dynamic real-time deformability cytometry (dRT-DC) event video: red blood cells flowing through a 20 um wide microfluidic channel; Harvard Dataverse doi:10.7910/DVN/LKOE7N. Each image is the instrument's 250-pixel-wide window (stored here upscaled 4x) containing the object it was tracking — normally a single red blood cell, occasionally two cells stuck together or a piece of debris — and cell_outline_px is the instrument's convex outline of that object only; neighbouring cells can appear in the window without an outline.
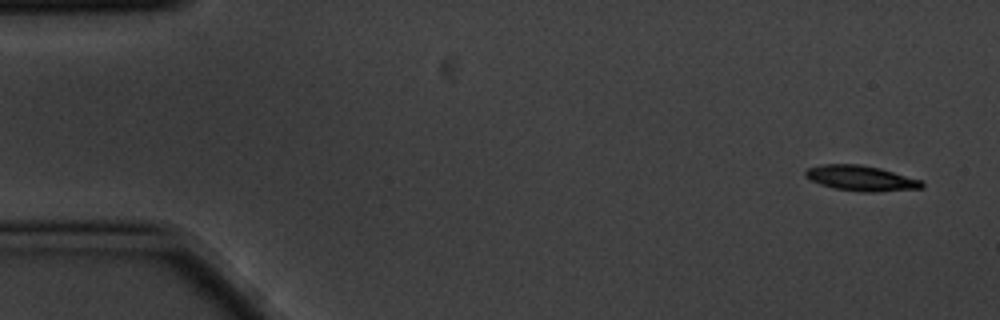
{"species": "common noctule bat (a hibernating species)", "species_latin": "Nyctalus noctula", "temperature_condition": "cold", "stored_images_in_passage": 5, "camera_frame_rate_fps": 3000, "um_per_image_px": 0.085, "animal": {"sex": "male", "body_mass_g": 20.1, "forearm_length_mm": 53.5}, "frame": {"image": 1, "passage_image": 1, "time_ms": 0.0, "image_size_px": [1000, 320], "cell_outline_px": [[924, 188], [872, 192], [860, 192], [832, 188], [820, 184], [804, 176], [804, 172], [808, 168], [820, 164], [856, 164], [880, 168], [920, 180], [924, 184]], "centroid_in_image_um": [73.15, 15.15], "position_along_channel_um": 11.9, "area_um2": 17.11}}
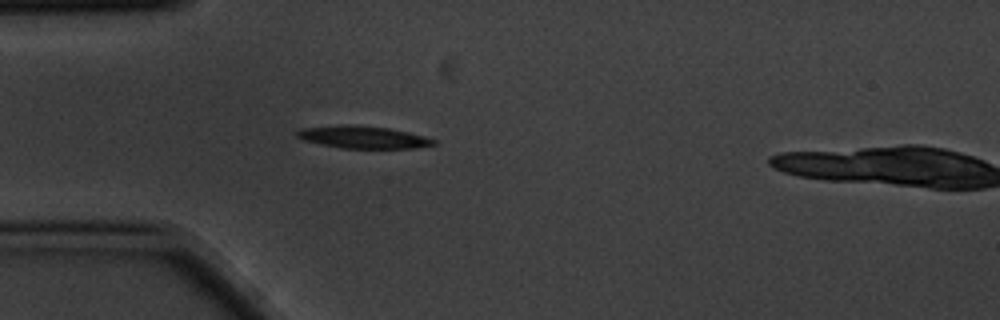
{"frame": {"image": 2, "passage_image": 4, "time_ms": 1.0, "image_size_px": [1000, 320], "cell_outline_px": [[436, 144], [416, 148], [340, 148], [320, 144], [304, 140], [296, 136], [296, 132], [300, 128], [348, 124], [356, 124], [388, 128], [408, 132], [424, 136], [436, 140]], "centroid_in_image_um": [30.85, 11.65], "position_along_channel_um": 54.1, "area_um2": 17.86}}